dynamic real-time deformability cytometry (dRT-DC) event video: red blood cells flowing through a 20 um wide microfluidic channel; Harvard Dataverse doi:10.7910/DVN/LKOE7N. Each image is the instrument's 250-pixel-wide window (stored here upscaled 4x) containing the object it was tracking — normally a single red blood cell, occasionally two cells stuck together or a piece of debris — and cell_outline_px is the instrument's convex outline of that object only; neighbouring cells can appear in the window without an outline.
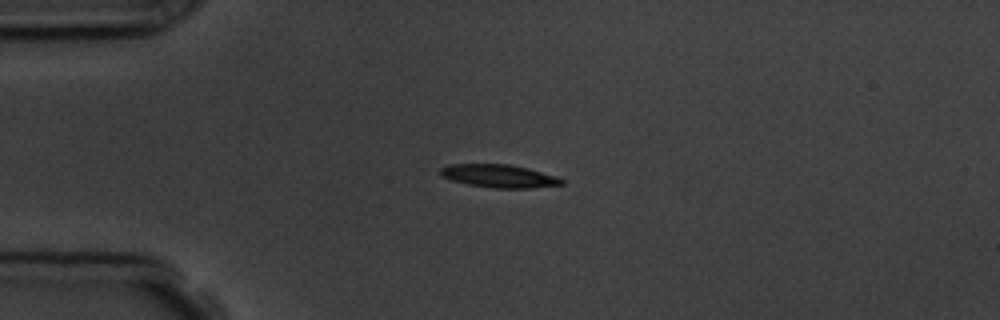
{"species": "common noctule bat (a hibernating species)", "species_latin": "Nyctalus noctula", "temperature_condition": "room temperature", "stored_images_in_passage": 9, "camera_frame_rate_fps": 3000, "um_per_image_px": 0.085, "animal": {"sex": "male", "body_mass_g": 19.5, "forearm_length_mm": 54.6}, "frame": {"image": 1, "passage_image": 3, "time_ms": 2.333, "image_size_px": [1000, 320], "cell_outline_px": [[564, 184], [532, 188], [492, 188], [468, 184], [452, 180], [440, 176], [440, 168], [448, 164], [508, 164], [528, 168], [556, 176], [564, 180]], "centroid_in_image_um": [42.41, 14.96], "position_along_channel_um": 42.6, "area_um2": 16.3}}
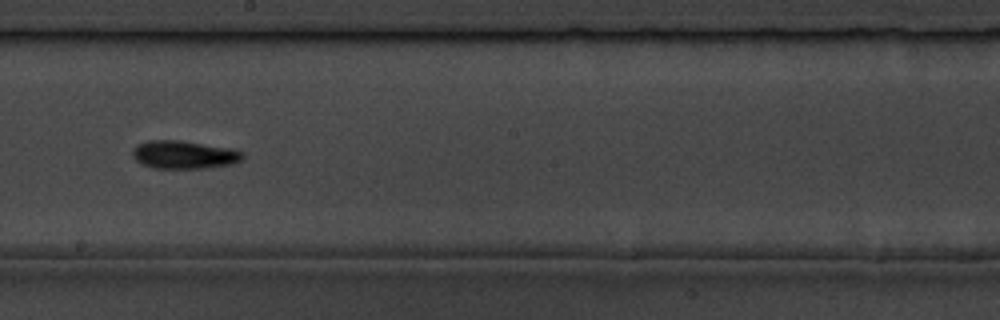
{"frame": {"image": 2, "passage_image": 8, "time_ms": 8.0, "image_size_px": [1000, 320], "cell_outline_px": [[244, 156], [240, 160], [232, 164], [208, 168], [152, 168], [136, 160], [132, 156], [132, 148], [136, 144], [148, 140], [184, 140], [232, 148], [244, 152]], "centroid_in_image_um": [15.64, 13.13], "position_along_channel_um": 232.6, "area_um2": 18.32}}